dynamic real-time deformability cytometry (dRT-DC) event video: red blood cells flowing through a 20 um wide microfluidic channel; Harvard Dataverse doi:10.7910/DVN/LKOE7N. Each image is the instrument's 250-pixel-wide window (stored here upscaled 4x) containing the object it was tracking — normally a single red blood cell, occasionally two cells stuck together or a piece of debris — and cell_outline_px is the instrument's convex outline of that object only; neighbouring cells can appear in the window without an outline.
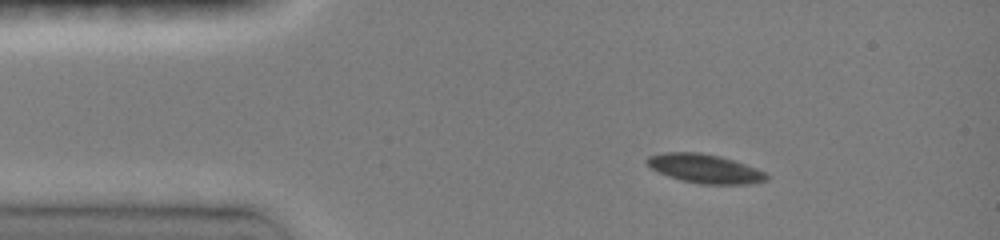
{"species": "common noctule bat (a hibernating species)", "species_latin": "Nyctalus noctula", "temperature_condition": "room temperature", "stored_images_in_passage": 39, "camera_frame_rate_fps": 3000, "um_per_image_px": 0.085, "animal": {"sex": "female", "body_mass_g": 19.0, "forearm_length_mm": 51.5}, "frame": {"image": 1, "passage_image": 1, "time_ms": 0.0, "image_size_px": [1000, 240], "cell_outline_px": [[768, 180], [752, 184], [700, 184], [680, 180], [668, 176], [652, 168], [644, 160], [648, 156], [664, 152], [700, 152], [720, 156], [756, 168], [764, 172], [768, 176]], "centroid_in_image_um": [59.91, 14.33], "position_along_channel_um": 25.1, "area_um2": 20.11}}
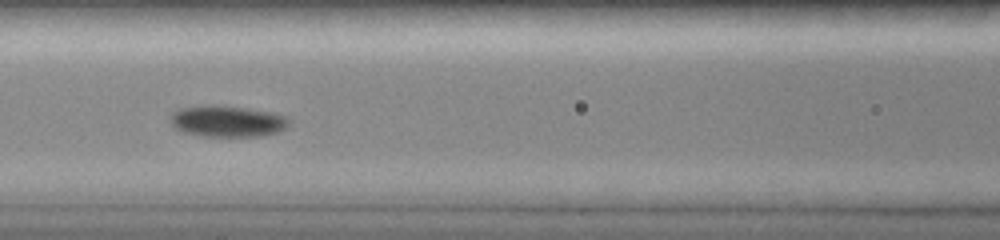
{"frame": {"image": 2, "passage_image": 14, "time_ms": 4.333, "image_size_px": [1000, 240], "cell_outline_px": [[288, 124], [280, 132], [260, 136], [204, 136], [180, 132], [168, 120], [172, 112], [176, 108], [200, 104], [216, 104], [248, 108], [272, 112], [288, 116]], "centroid_in_image_um": [19.26, 10.28], "position_along_channel_um": 147.3, "area_um2": 22.25}}
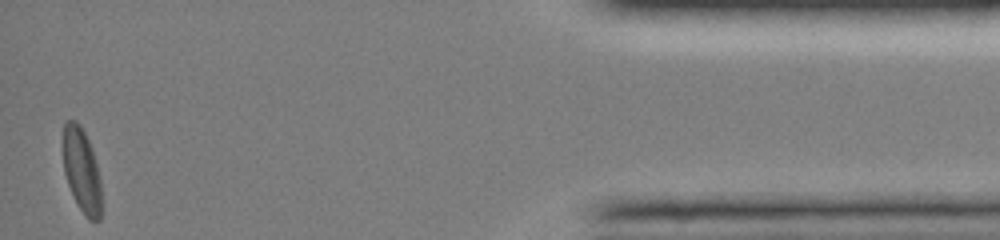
{"frame": {"image": 3, "passage_image": 39, "time_ms": 13.0, "image_size_px": [1000, 240], "cell_outline_px": [[100, 220], [88, 220], [80, 208], [68, 184], [64, 172], [64, 120], [76, 120], [80, 124], [92, 148], [100, 180]], "centroid_in_image_um": [6.94, 14.45], "position_along_channel_um": 428.3, "area_um2": 18.38}, "authors_computed_cell_mechanics": {"area_um2": 20.0566, "velocity_mm_per_s": 4.0315, "shape_relaxation_time_tau1_ms": 2.6439, "shape_relaxation_time_tau2_ms": null, "deformation_change_tau1": 0.0813, "deformation_change_tau2": null}}